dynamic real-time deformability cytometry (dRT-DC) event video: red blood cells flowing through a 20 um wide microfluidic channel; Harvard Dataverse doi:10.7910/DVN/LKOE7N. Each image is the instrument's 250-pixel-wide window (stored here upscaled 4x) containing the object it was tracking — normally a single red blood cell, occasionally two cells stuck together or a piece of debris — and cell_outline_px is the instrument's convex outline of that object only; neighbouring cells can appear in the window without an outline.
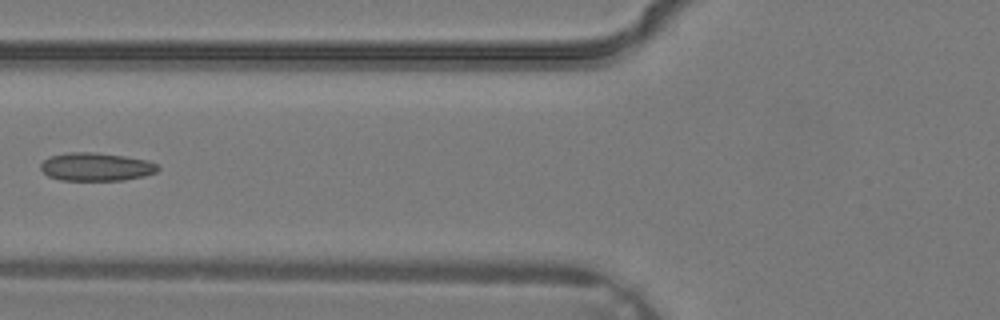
{"species": "common noctule bat (a hibernating species)", "species_latin": "Nyctalus noctula", "temperature_condition": "warm", "stored_images_in_passage": 4, "camera_frame_rate_fps": 3000, "um_per_image_px": 0.085, "animal": {"sex": "male", "body_mass_g": 19.2, "forearm_length_mm": 51.8}, "frame": {"image": 1, "passage_image": 4, "time_ms": 1.0, "image_size_px": [1000, 320], "cell_outline_px": [[160, 168], [156, 172], [144, 176], [124, 180], [60, 180], [48, 176], [40, 168], [40, 164], [48, 156], [68, 152], [92, 152], [124, 156], [148, 160], [156, 164]], "centroid_in_image_um": [8.15, 14.17], "position_along_channel_um": 117.6, "area_um2": 19.31}}